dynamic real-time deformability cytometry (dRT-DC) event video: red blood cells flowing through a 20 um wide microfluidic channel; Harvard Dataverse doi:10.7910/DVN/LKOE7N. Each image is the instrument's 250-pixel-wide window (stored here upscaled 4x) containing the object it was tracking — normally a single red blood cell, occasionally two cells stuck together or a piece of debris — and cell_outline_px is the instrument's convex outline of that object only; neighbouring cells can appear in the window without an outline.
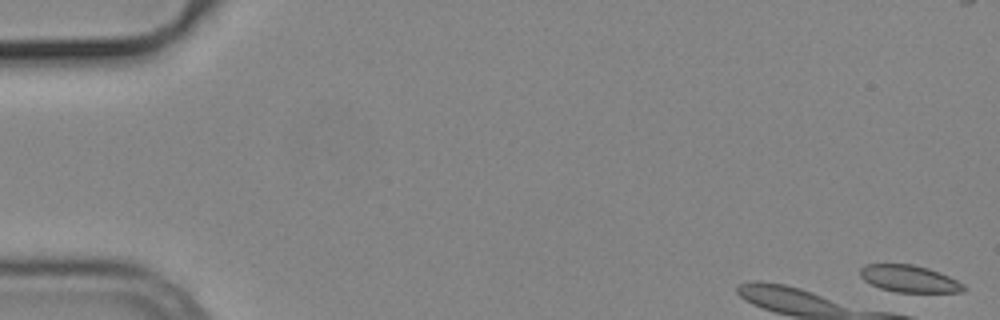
{"species": "common noctule bat (a hibernating species)", "species_latin": "Nyctalus noctula", "temperature_condition": "cold", "stored_images_in_passage": 4, "camera_frame_rate_fps": 3000, "um_per_image_px": 0.085, "animal": {"sex": "male", "body_mass_g": 19.2, "forearm_length_mm": 51.8}, "frame": {"image": 1, "passage_image": 1, "time_ms": 0.0, "image_size_px": [1000, 320], "cell_outline_px": [[968, 288], [964, 292], [896, 292], [880, 288], [864, 280], [860, 276], [860, 268], [864, 264], [912, 264], [928, 268], [948, 276], [964, 284]], "centroid_in_image_um": [77.29, 23.69], "position_along_channel_um": 7.7, "area_um2": 16.3}}